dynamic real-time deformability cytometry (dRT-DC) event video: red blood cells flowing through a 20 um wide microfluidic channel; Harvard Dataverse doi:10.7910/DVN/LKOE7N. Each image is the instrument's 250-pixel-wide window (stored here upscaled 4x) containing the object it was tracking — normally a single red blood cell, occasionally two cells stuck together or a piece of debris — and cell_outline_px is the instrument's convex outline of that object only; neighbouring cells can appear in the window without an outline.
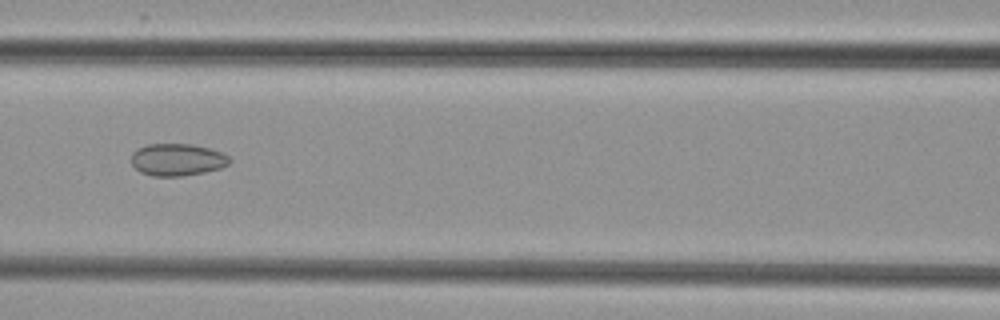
{"species": "common noctule bat (a hibernating species)", "species_latin": "Nyctalus noctula", "temperature_condition": "cold", "stored_images_in_passage": 7, "camera_frame_rate_fps": 3000, "um_per_image_px": 0.085, "animal": {"sex": "female", "body_mass_g": 29.2, "forearm_length_mm": 56.3}, "frame": {"image": 1, "passage_image": 7, "time_ms": 7.0, "image_size_px": [1000, 320], "cell_outline_px": [[232, 160], [228, 164], [220, 168], [204, 172], [184, 176], [152, 176], [140, 172], [132, 164], [132, 152], [136, 148], [148, 144], [192, 144], [224, 152]], "centroid_in_image_um": [15.07, 13.57], "position_along_channel_um": 151.5, "area_um2": 18.55}}